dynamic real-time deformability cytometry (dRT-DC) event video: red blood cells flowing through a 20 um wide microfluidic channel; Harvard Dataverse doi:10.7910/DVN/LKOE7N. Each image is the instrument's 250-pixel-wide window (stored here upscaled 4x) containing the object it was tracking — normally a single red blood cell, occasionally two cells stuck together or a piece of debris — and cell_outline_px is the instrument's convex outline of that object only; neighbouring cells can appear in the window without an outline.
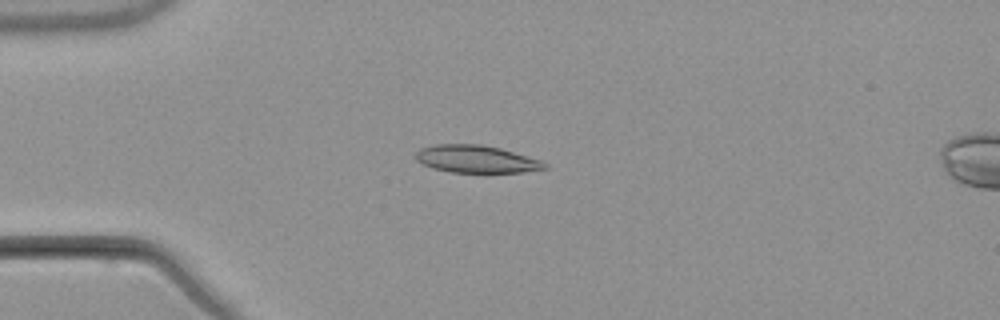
{"species": "common noctule bat (a hibernating species)", "species_latin": "Nyctalus noctula", "temperature_condition": "warm", "stored_images_in_passage": 7, "camera_frame_rate_fps": 3000, "um_per_image_px": 0.085, "animal": {"sex": "male", "body_mass_g": 21.5, "forearm_length_mm": 52.0}, "frame": {"image": 1, "passage_image": 4, "time_ms": 3.667, "image_size_px": [1000, 320], "cell_outline_px": [[548, 168], [524, 172], [448, 172], [432, 168], [416, 160], [416, 152], [420, 148], [436, 144], [480, 144], [500, 148], [540, 160], [548, 164]], "centroid_in_image_um": [40.47, 13.52], "position_along_channel_um": 44.5, "area_um2": 20.58}}
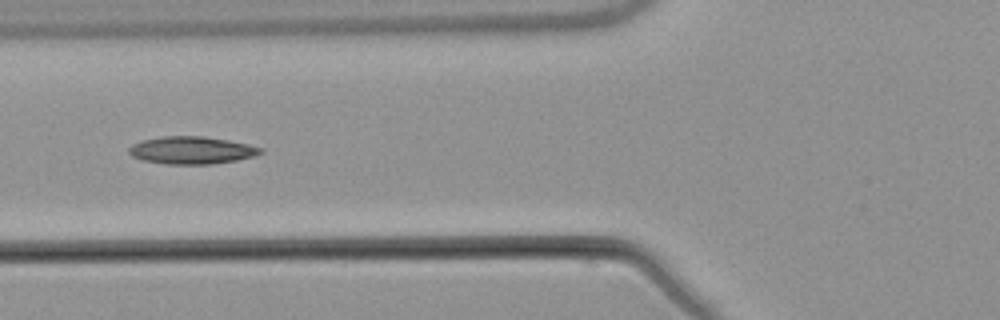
{"frame": {"image": 2, "passage_image": 6, "time_ms": 6.0, "image_size_px": [1000, 320], "cell_outline_px": [[264, 152], [252, 156], [236, 160], [212, 164], [164, 164], [144, 160], [132, 156], [128, 152], [128, 148], [132, 144], [144, 140], [164, 136], [204, 136], [228, 140], [248, 144], [264, 148]], "centroid_in_image_um": [16.3, 12.77], "position_along_channel_um": 109.5, "area_um2": 21.04}}
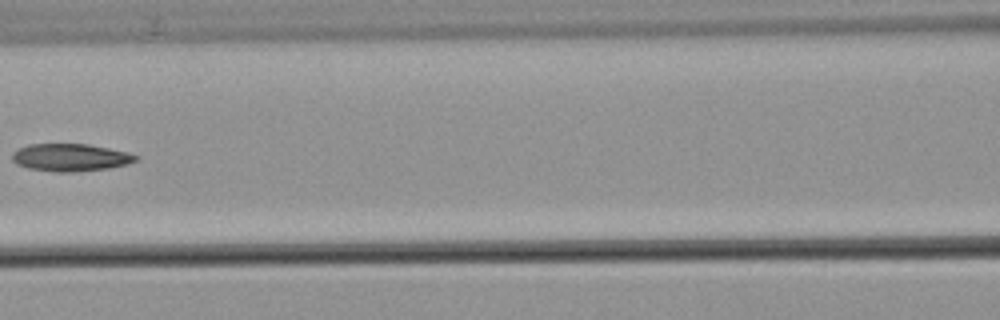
{"frame": {"image": 3, "passage_image": 7, "time_ms": 7.333, "image_size_px": [1000, 320], "cell_outline_px": [[140, 160], [128, 164], [108, 168], [72, 172], [56, 172], [28, 168], [16, 164], [12, 160], [12, 152], [28, 144], [88, 144], [128, 152], [140, 156]], "centroid_in_image_um": [6.01, 13.38], "position_along_channel_um": 160.6, "area_um2": 19.94}}